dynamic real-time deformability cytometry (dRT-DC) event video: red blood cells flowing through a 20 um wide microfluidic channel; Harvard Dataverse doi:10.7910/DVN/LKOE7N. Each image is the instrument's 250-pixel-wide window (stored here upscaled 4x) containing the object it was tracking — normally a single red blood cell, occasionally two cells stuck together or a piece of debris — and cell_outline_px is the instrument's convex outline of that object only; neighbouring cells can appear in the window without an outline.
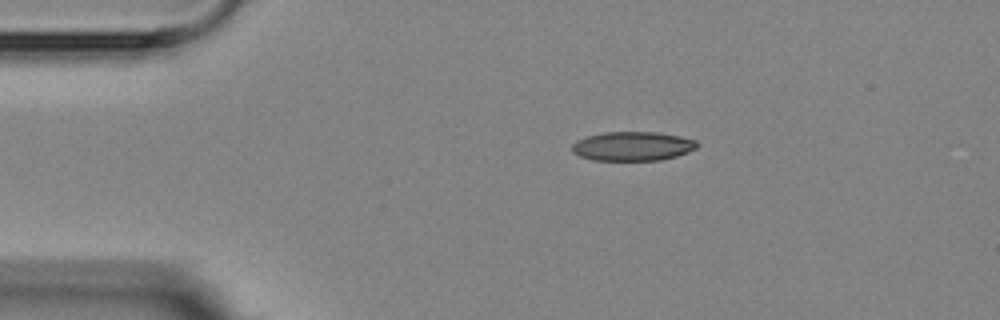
{"species": "Egyptian fruit bat (a non-hibernating species)", "species_latin": "Rousettus aegyptiacus", "temperature_condition": "room temperature", "stored_images_in_passage": 3, "camera_frame_rate_fps": 3000, "um_per_image_px": 0.085, "animal": {"sex": "female"}, "frame": {"image": 1, "passage_image": 1, "time_ms": 0.0, "image_size_px": [1000, 320], "cell_outline_px": [[700, 144], [696, 148], [688, 152], [676, 156], [660, 160], [592, 160], [580, 156], [572, 152], [572, 144], [576, 140], [588, 136], [604, 132], [656, 132], [680, 136], [696, 140]], "centroid_in_image_um": [53.78, 12.42], "position_along_channel_um": 31.2, "area_um2": 21.27}}
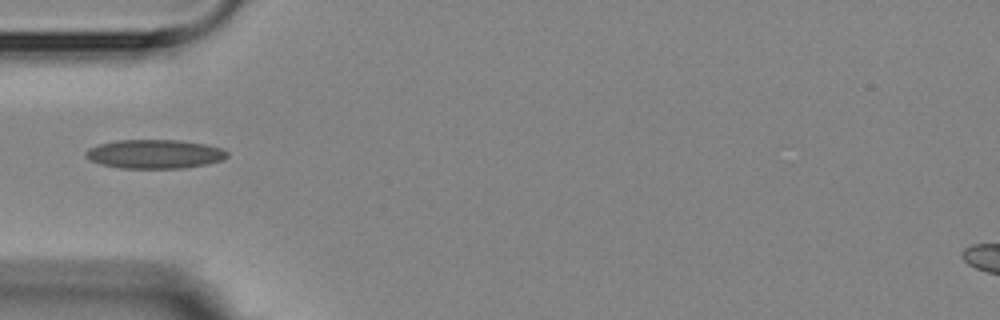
{"frame": {"image": 2, "passage_image": 3, "time_ms": 2.333, "image_size_px": [1000, 320], "cell_outline_px": [[228, 156], [220, 160], [204, 164], [180, 168], [120, 168], [100, 164], [88, 160], [84, 156], [84, 152], [88, 148], [100, 144], [116, 140], [180, 140], [204, 144], [220, 148], [228, 152]], "centroid_in_image_um": [13.07, 13.09], "position_along_channel_um": 71.9, "area_um2": 23.76}}